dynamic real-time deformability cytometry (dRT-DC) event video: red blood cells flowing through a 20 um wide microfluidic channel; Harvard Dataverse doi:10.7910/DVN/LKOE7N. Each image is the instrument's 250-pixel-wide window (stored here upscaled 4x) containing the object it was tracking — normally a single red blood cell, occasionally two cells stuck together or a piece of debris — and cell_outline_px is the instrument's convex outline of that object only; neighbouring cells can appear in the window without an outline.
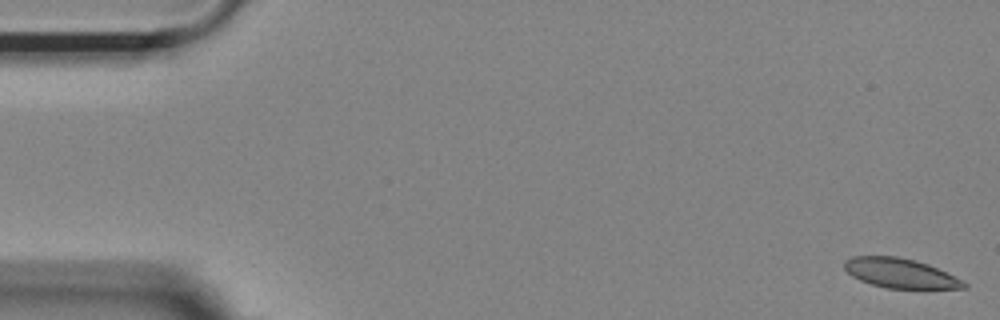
{"species": "Egyptian fruit bat (a non-hibernating species)", "species_latin": "Rousettus aegyptiacus", "temperature_condition": "room temperature", "stored_images_in_passage": 54, "camera_frame_rate_fps": 3000, "um_per_image_px": 0.085, "animal": {"sex": "female"}, "frame": {"image": 1, "passage_image": 1, "time_ms": 0.0, "image_size_px": [1000, 320], "cell_outline_px": [[968, 288], [884, 288], [860, 280], [852, 276], [844, 268], [844, 260], [852, 256], [896, 256], [916, 260], [928, 264], [968, 284]], "centroid_in_image_um": [76.46, 23.21], "position_along_channel_um": 8.5, "area_um2": 20.35}}
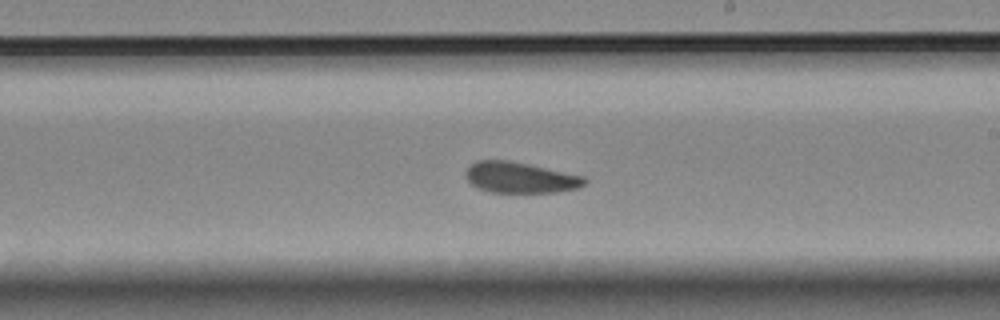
{"frame": {"image": 2, "passage_image": 31, "time_ms": 10.0, "image_size_px": [1000, 320], "cell_outline_px": [[588, 180], [584, 184], [576, 188], [556, 192], [488, 192], [472, 184], [464, 176], [464, 172], [476, 160], [508, 160], [528, 164], [584, 176]], "centroid_in_image_um": [44.19, 15.09], "position_along_channel_um": 244.8, "area_um2": 21.21}}
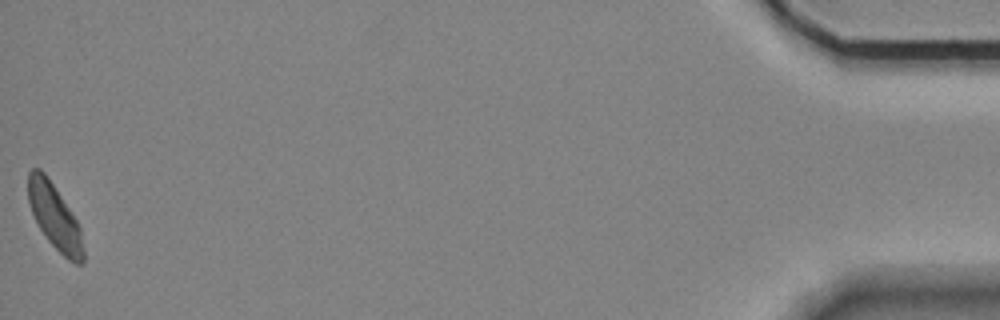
{"frame": {"image": 3, "passage_image": 54, "time_ms": 17.667, "image_size_px": [1000, 320], "cell_outline_px": [[84, 264], [76, 264], [68, 260], [48, 240], [40, 228], [32, 212], [28, 200], [28, 172], [32, 168], [40, 168], [44, 172], [76, 220], [80, 228], [84, 248]], "centroid_in_image_um": [4.65, 18.45], "position_along_channel_um": 430.5, "area_um2": 20.52}, "authors_computed_cell_mechanics": {"area_um2": 21.675, "velocity_mm_per_s": 3.6676, "shape_relaxation_time_tau1_ms": null, "shape_relaxation_time_tau2_ms": 3.5571, "deformation_change_tau1": null, "deformation_change_tau2": 0.1015}}